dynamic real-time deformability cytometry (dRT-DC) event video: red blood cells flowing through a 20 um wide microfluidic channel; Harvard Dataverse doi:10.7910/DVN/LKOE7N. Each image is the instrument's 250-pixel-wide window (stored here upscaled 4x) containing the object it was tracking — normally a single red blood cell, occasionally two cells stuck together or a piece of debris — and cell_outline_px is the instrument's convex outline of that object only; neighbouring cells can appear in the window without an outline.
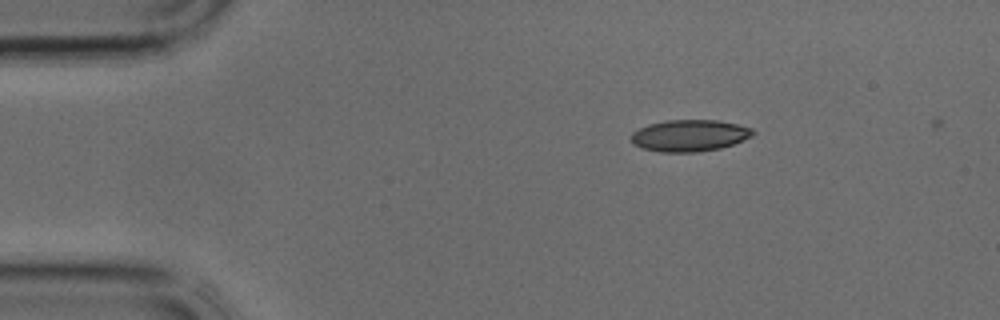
{"species": "common noctule bat (a hibernating species)", "species_latin": "Nyctalus noctula", "temperature_condition": "cold", "stored_images_in_passage": 33, "camera_frame_rate_fps": 3000, "um_per_image_px": 0.085, "animal": {"sex": "male", "body_mass_g": 17.9, "forearm_length_mm": 54.2}, "frame": {"image": 1, "passage_image": 1, "time_ms": 0.0, "image_size_px": [1000, 320], "cell_outline_px": [[756, 132], [752, 136], [744, 140], [720, 148], [696, 152], [660, 152], [644, 148], [632, 144], [632, 132], [648, 124], [668, 120], [720, 120], [752, 128]], "centroid_in_image_um": [58.63, 11.52], "position_along_channel_um": 26.4, "area_um2": 22.43}}
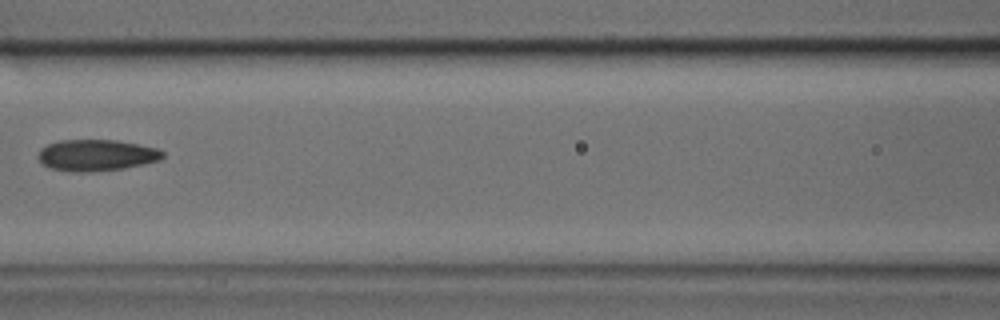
{"frame": {"image": 2, "passage_image": 12, "time_ms": 3.667, "image_size_px": [1000, 320], "cell_outline_px": [[164, 156], [160, 160], [124, 168], [88, 172], [72, 172], [48, 168], [40, 160], [40, 148], [48, 144], [60, 140], [116, 140], [156, 148], [164, 152]], "centroid_in_image_um": [8.19, 13.2], "position_along_channel_um": 158.4, "area_um2": 22.6}}
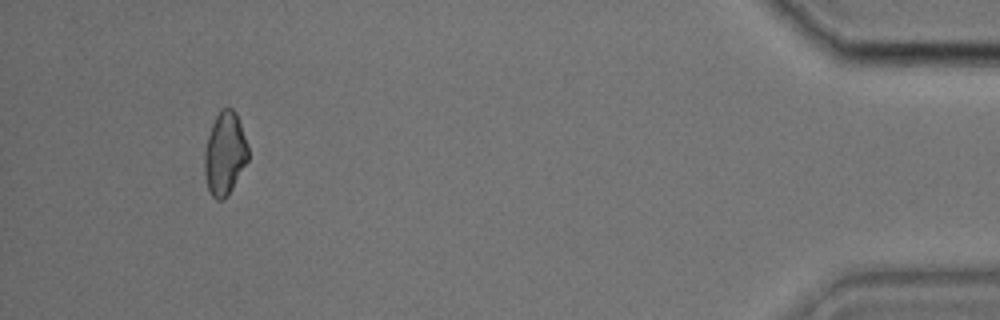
{"frame": {"image": 3, "passage_image": 31, "time_ms": 10.0, "image_size_px": [1000, 320], "cell_outline_px": [[248, 160], [232, 188], [224, 200], [216, 200], [212, 196], [208, 188], [204, 172], [204, 152], [208, 136], [212, 124], [220, 108], [232, 108], [236, 112], [248, 144]], "centroid_in_image_um": [19.11, 13.04], "position_along_channel_um": 416.1, "area_um2": 21.1}}